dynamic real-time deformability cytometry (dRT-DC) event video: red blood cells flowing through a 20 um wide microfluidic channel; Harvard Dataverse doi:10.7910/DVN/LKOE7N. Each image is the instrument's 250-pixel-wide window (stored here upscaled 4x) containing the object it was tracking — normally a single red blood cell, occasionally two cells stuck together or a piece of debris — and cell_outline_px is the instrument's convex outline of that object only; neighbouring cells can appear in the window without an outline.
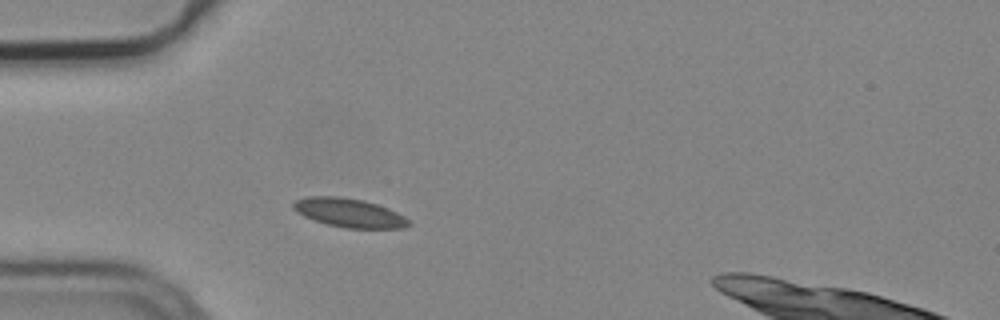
{"species": "common noctule bat (a hibernating species)", "species_latin": "Nyctalus noctula", "temperature_condition": "cold", "stored_images_in_passage": 1, "camera_frame_rate_fps": 3000, "um_per_image_px": 0.085, "animal": {"sex": "male", "body_mass_g": 19.2, "forearm_length_mm": 51.8}, "frame": {"image": 1, "passage_image": 1, "time_ms": 0.0, "image_size_px": [1000, 320], "cell_outline_px": [[412, 224], [404, 228], [344, 228], [328, 224], [304, 216], [296, 212], [292, 208], [292, 200], [308, 196], [340, 196], [364, 200], [388, 208], [412, 220]], "centroid_in_image_um": [29.68, 18.08], "position_along_channel_um": 55.3, "area_um2": 19.59}}